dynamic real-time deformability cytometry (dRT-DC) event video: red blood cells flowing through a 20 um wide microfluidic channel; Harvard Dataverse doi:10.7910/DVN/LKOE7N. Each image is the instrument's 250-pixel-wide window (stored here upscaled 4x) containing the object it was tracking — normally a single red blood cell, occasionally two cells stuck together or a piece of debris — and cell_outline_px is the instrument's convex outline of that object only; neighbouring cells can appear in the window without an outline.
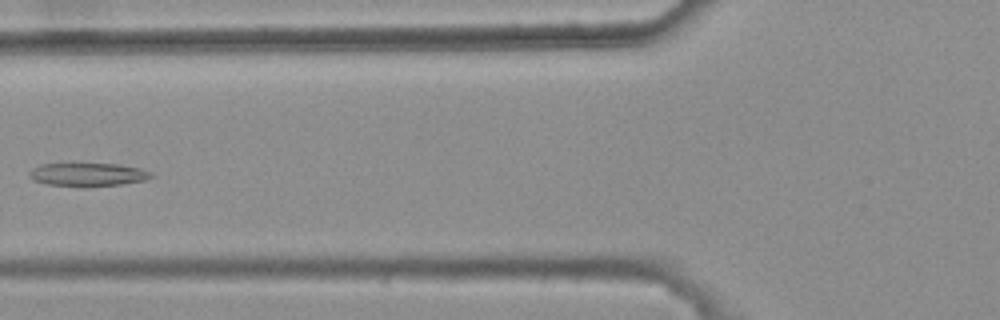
{"species": "common noctule bat (a hibernating species)", "species_latin": "Nyctalus noctula", "temperature_condition": "warm", "stored_images_in_passage": 5, "camera_frame_rate_fps": 3000, "um_per_image_px": 0.085, "animal": {"sex": "female", "body_mass_g": 25.1}, "frame": {"image": 1, "passage_image": 4, "time_ms": 1.0, "image_size_px": [1000, 320], "cell_outline_px": [[152, 176], [144, 180], [120, 184], [88, 188], [80, 188], [44, 184], [32, 180], [28, 176], [28, 172], [32, 168], [40, 164], [116, 164], [140, 168], [152, 172]], "centroid_in_image_um": [7.39, 14.86], "position_along_channel_um": 118.4, "area_um2": 16.94}}
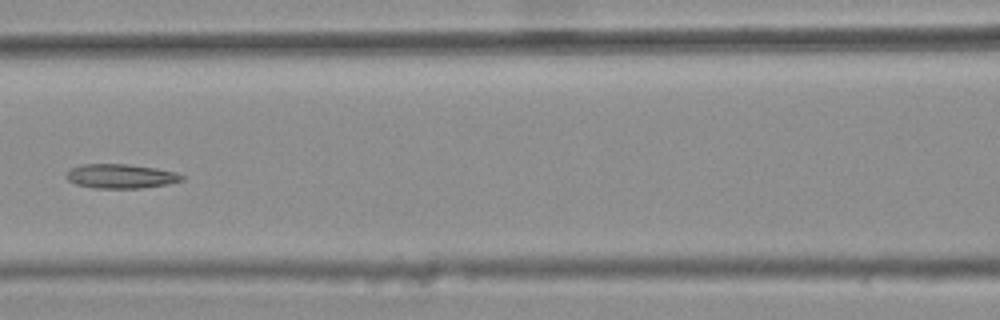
{"frame": {"image": 2, "passage_image": 5, "time_ms": 1.333, "image_size_px": [1000, 320], "cell_outline_px": [[188, 176], [184, 180], [168, 184], [140, 188], [92, 188], [76, 184], [68, 180], [64, 176], [68, 168], [80, 164], [128, 164], [156, 168], [176, 172]], "centroid_in_image_um": [10.26, 14.97], "position_along_channel_um": 156.3, "area_um2": 16.7}}